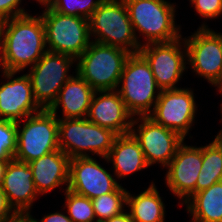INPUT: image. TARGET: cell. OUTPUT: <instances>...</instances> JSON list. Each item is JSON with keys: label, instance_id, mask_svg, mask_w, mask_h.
<instances>
[{"label": "cell", "instance_id": "1", "mask_svg": "<svg viewBox=\"0 0 222 222\" xmlns=\"http://www.w3.org/2000/svg\"><path fill=\"white\" fill-rule=\"evenodd\" d=\"M5 71L31 68L47 52L41 15L25 14L0 22Z\"/></svg>", "mask_w": 222, "mask_h": 222}, {"label": "cell", "instance_id": "2", "mask_svg": "<svg viewBox=\"0 0 222 222\" xmlns=\"http://www.w3.org/2000/svg\"><path fill=\"white\" fill-rule=\"evenodd\" d=\"M138 43L171 42L180 37L181 26L176 25V3L168 0H123ZM139 33V35H138ZM143 36L144 42L139 39Z\"/></svg>", "mask_w": 222, "mask_h": 222}, {"label": "cell", "instance_id": "3", "mask_svg": "<svg viewBox=\"0 0 222 222\" xmlns=\"http://www.w3.org/2000/svg\"><path fill=\"white\" fill-rule=\"evenodd\" d=\"M116 91L127 110L136 117L148 116L153 111L162 90L148 61L138 52L128 56Z\"/></svg>", "mask_w": 222, "mask_h": 222}, {"label": "cell", "instance_id": "4", "mask_svg": "<svg viewBox=\"0 0 222 222\" xmlns=\"http://www.w3.org/2000/svg\"><path fill=\"white\" fill-rule=\"evenodd\" d=\"M89 27L93 42L117 47L130 54L140 50L123 0H104L89 18Z\"/></svg>", "mask_w": 222, "mask_h": 222}, {"label": "cell", "instance_id": "5", "mask_svg": "<svg viewBox=\"0 0 222 222\" xmlns=\"http://www.w3.org/2000/svg\"><path fill=\"white\" fill-rule=\"evenodd\" d=\"M129 55L123 49L92 41L76 59L75 72L95 91H113Z\"/></svg>", "mask_w": 222, "mask_h": 222}, {"label": "cell", "instance_id": "6", "mask_svg": "<svg viewBox=\"0 0 222 222\" xmlns=\"http://www.w3.org/2000/svg\"><path fill=\"white\" fill-rule=\"evenodd\" d=\"M117 136L87 118L58 119L59 149L70 159L107 157Z\"/></svg>", "mask_w": 222, "mask_h": 222}, {"label": "cell", "instance_id": "7", "mask_svg": "<svg viewBox=\"0 0 222 222\" xmlns=\"http://www.w3.org/2000/svg\"><path fill=\"white\" fill-rule=\"evenodd\" d=\"M39 5L44 7L40 15L45 26L47 51L75 59L80 57L92 42L89 19L60 14L46 3Z\"/></svg>", "mask_w": 222, "mask_h": 222}, {"label": "cell", "instance_id": "8", "mask_svg": "<svg viewBox=\"0 0 222 222\" xmlns=\"http://www.w3.org/2000/svg\"><path fill=\"white\" fill-rule=\"evenodd\" d=\"M55 150H59L58 118L49 109H42L17 122L14 159L29 163Z\"/></svg>", "mask_w": 222, "mask_h": 222}, {"label": "cell", "instance_id": "9", "mask_svg": "<svg viewBox=\"0 0 222 222\" xmlns=\"http://www.w3.org/2000/svg\"><path fill=\"white\" fill-rule=\"evenodd\" d=\"M75 63L69 55L47 51L29 68L33 96L42 109H49L55 102L60 89L74 75L69 72Z\"/></svg>", "mask_w": 222, "mask_h": 222}, {"label": "cell", "instance_id": "10", "mask_svg": "<svg viewBox=\"0 0 222 222\" xmlns=\"http://www.w3.org/2000/svg\"><path fill=\"white\" fill-rule=\"evenodd\" d=\"M139 52L148 61L161 90L178 89L183 73L187 71V50L183 37L171 42L148 43Z\"/></svg>", "mask_w": 222, "mask_h": 222}, {"label": "cell", "instance_id": "11", "mask_svg": "<svg viewBox=\"0 0 222 222\" xmlns=\"http://www.w3.org/2000/svg\"><path fill=\"white\" fill-rule=\"evenodd\" d=\"M207 22L201 24L192 35L184 37L187 50V68L213 84L222 69V33L212 30Z\"/></svg>", "mask_w": 222, "mask_h": 222}, {"label": "cell", "instance_id": "12", "mask_svg": "<svg viewBox=\"0 0 222 222\" xmlns=\"http://www.w3.org/2000/svg\"><path fill=\"white\" fill-rule=\"evenodd\" d=\"M194 94L192 88L187 87L162 90L148 117L186 139L198 111Z\"/></svg>", "mask_w": 222, "mask_h": 222}, {"label": "cell", "instance_id": "13", "mask_svg": "<svg viewBox=\"0 0 222 222\" xmlns=\"http://www.w3.org/2000/svg\"><path fill=\"white\" fill-rule=\"evenodd\" d=\"M130 133L139 142L147 164H161L163 169L185 140L178 133L155 123L148 116L134 117Z\"/></svg>", "mask_w": 222, "mask_h": 222}, {"label": "cell", "instance_id": "14", "mask_svg": "<svg viewBox=\"0 0 222 222\" xmlns=\"http://www.w3.org/2000/svg\"><path fill=\"white\" fill-rule=\"evenodd\" d=\"M202 167V145L191 146L183 142L175 156L165 167V184L178 197L182 205L196 193V181Z\"/></svg>", "mask_w": 222, "mask_h": 222}, {"label": "cell", "instance_id": "15", "mask_svg": "<svg viewBox=\"0 0 222 222\" xmlns=\"http://www.w3.org/2000/svg\"><path fill=\"white\" fill-rule=\"evenodd\" d=\"M121 184L96 157H75L69 162V190L93 199L114 192Z\"/></svg>", "mask_w": 222, "mask_h": 222}, {"label": "cell", "instance_id": "16", "mask_svg": "<svg viewBox=\"0 0 222 222\" xmlns=\"http://www.w3.org/2000/svg\"><path fill=\"white\" fill-rule=\"evenodd\" d=\"M1 72L5 82L0 84V119L18 122L42 110L34 99L27 72L21 76H16L20 72Z\"/></svg>", "mask_w": 222, "mask_h": 222}, {"label": "cell", "instance_id": "17", "mask_svg": "<svg viewBox=\"0 0 222 222\" xmlns=\"http://www.w3.org/2000/svg\"><path fill=\"white\" fill-rule=\"evenodd\" d=\"M86 118L117 135H125L131 131L134 116L127 110L120 94L113 90L95 91Z\"/></svg>", "mask_w": 222, "mask_h": 222}, {"label": "cell", "instance_id": "18", "mask_svg": "<svg viewBox=\"0 0 222 222\" xmlns=\"http://www.w3.org/2000/svg\"><path fill=\"white\" fill-rule=\"evenodd\" d=\"M1 189L7 196L10 206L19 216H27L35 199L39 198L32 170L28 163L12 159L7 164Z\"/></svg>", "mask_w": 222, "mask_h": 222}, {"label": "cell", "instance_id": "19", "mask_svg": "<svg viewBox=\"0 0 222 222\" xmlns=\"http://www.w3.org/2000/svg\"><path fill=\"white\" fill-rule=\"evenodd\" d=\"M69 162L70 158L59 149L28 163L39 195L65 185V190L68 188Z\"/></svg>", "mask_w": 222, "mask_h": 222}, {"label": "cell", "instance_id": "20", "mask_svg": "<svg viewBox=\"0 0 222 222\" xmlns=\"http://www.w3.org/2000/svg\"><path fill=\"white\" fill-rule=\"evenodd\" d=\"M60 89L49 110L58 119L86 118L95 90L76 72ZM62 108V117L57 111Z\"/></svg>", "mask_w": 222, "mask_h": 222}, {"label": "cell", "instance_id": "21", "mask_svg": "<svg viewBox=\"0 0 222 222\" xmlns=\"http://www.w3.org/2000/svg\"><path fill=\"white\" fill-rule=\"evenodd\" d=\"M108 164L112 163L116 179H122L130 174L150 167L145 159L139 142L129 133L118 135L107 157H100Z\"/></svg>", "mask_w": 222, "mask_h": 222}, {"label": "cell", "instance_id": "22", "mask_svg": "<svg viewBox=\"0 0 222 222\" xmlns=\"http://www.w3.org/2000/svg\"><path fill=\"white\" fill-rule=\"evenodd\" d=\"M183 205L191 222H222V181L194 193Z\"/></svg>", "mask_w": 222, "mask_h": 222}, {"label": "cell", "instance_id": "23", "mask_svg": "<svg viewBox=\"0 0 222 222\" xmlns=\"http://www.w3.org/2000/svg\"><path fill=\"white\" fill-rule=\"evenodd\" d=\"M127 210L134 222H165V204L154 182L137 195L127 193Z\"/></svg>", "mask_w": 222, "mask_h": 222}, {"label": "cell", "instance_id": "24", "mask_svg": "<svg viewBox=\"0 0 222 222\" xmlns=\"http://www.w3.org/2000/svg\"><path fill=\"white\" fill-rule=\"evenodd\" d=\"M222 181V141L216 137L202 146V167L196 181V193Z\"/></svg>", "mask_w": 222, "mask_h": 222}, {"label": "cell", "instance_id": "25", "mask_svg": "<svg viewBox=\"0 0 222 222\" xmlns=\"http://www.w3.org/2000/svg\"><path fill=\"white\" fill-rule=\"evenodd\" d=\"M128 190L120 185L114 192L91 199L97 222L110 219L125 211Z\"/></svg>", "mask_w": 222, "mask_h": 222}, {"label": "cell", "instance_id": "26", "mask_svg": "<svg viewBox=\"0 0 222 222\" xmlns=\"http://www.w3.org/2000/svg\"><path fill=\"white\" fill-rule=\"evenodd\" d=\"M64 192V208H67V215L73 222H97L91 199L77 194L69 189Z\"/></svg>", "mask_w": 222, "mask_h": 222}, {"label": "cell", "instance_id": "27", "mask_svg": "<svg viewBox=\"0 0 222 222\" xmlns=\"http://www.w3.org/2000/svg\"><path fill=\"white\" fill-rule=\"evenodd\" d=\"M104 0H47L45 3L54 11L70 16L89 19Z\"/></svg>", "mask_w": 222, "mask_h": 222}, {"label": "cell", "instance_id": "28", "mask_svg": "<svg viewBox=\"0 0 222 222\" xmlns=\"http://www.w3.org/2000/svg\"><path fill=\"white\" fill-rule=\"evenodd\" d=\"M17 151V122L0 119V159L10 161Z\"/></svg>", "mask_w": 222, "mask_h": 222}, {"label": "cell", "instance_id": "29", "mask_svg": "<svg viewBox=\"0 0 222 222\" xmlns=\"http://www.w3.org/2000/svg\"><path fill=\"white\" fill-rule=\"evenodd\" d=\"M204 20H214L222 15V0H189Z\"/></svg>", "mask_w": 222, "mask_h": 222}, {"label": "cell", "instance_id": "30", "mask_svg": "<svg viewBox=\"0 0 222 222\" xmlns=\"http://www.w3.org/2000/svg\"><path fill=\"white\" fill-rule=\"evenodd\" d=\"M23 0H0V22L28 14L21 6ZM21 5V6H20Z\"/></svg>", "mask_w": 222, "mask_h": 222}, {"label": "cell", "instance_id": "31", "mask_svg": "<svg viewBox=\"0 0 222 222\" xmlns=\"http://www.w3.org/2000/svg\"><path fill=\"white\" fill-rule=\"evenodd\" d=\"M20 216L10 206L6 194L0 187V222H14Z\"/></svg>", "mask_w": 222, "mask_h": 222}, {"label": "cell", "instance_id": "32", "mask_svg": "<svg viewBox=\"0 0 222 222\" xmlns=\"http://www.w3.org/2000/svg\"><path fill=\"white\" fill-rule=\"evenodd\" d=\"M30 222H73L65 212H53L43 216L42 219L38 220L29 213L26 216Z\"/></svg>", "mask_w": 222, "mask_h": 222}, {"label": "cell", "instance_id": "33", "mask_svg": "<svg viewBox=\"0 0 222 222\" xmlns=\"http://www.w3.org/2000/svg\"><path fill=\"white\" fill-rule=\"evenodd\" d=\"M102 222H134L129 211H123L121 214L111 217L110 219L103 220Z\"/></svg>", "mask_w": 222, "mask_h": 222}, {"label": "cell", "instance_id": "34", "mask_svg": "<svg viewBox=\"0 0 222 222\" xmlns=\"http://www.w3.org/2000/svg\"><path fill=\"white\" fill-rule=\"evenodd\" d=\"M8 163L9 161L0 159V187L2 184L3 177H4L5 169Z\"/></svg>", "mask_w": 222, "mask_h": 222}, {"label": "cell", "instance_id": "35", "mask_svg": "<svg viewBox=\"0 0 222 222\" xmlns=\"http://www.w3.org/2000/svg\"><path fill=\"white\" fill-rule=\"evenodd\" d=\"M211 86L217 87V92L222 95V69L218 79Z\"/></svg>", "mask_w": 222, "mask_h": 222}, {"label": "cell", "instance_id": "36", "mask_svg": "<svg viewBox=\"0 0 222 222\" xmlns=\"http://www.w3.org/2000/svg\"><path fill=\"white\" fill-rule=\"evenodd\" d=\"M0 68L4 71L3 67V57H2V39H1V29H0Z\"/></svg>", "mask_w": 222, "mask_h": 222}, {"label": "cell", "instance_id": "37", "mask_svg": "<svg viewBox=\"0 0 222 222\" xmlns=\"http://www.w3.org/2000/svg\"><path fill=\"white\" fill-rule=\"evenodd\" d=\"M220 112H221V121L222 122V103L220 105ZM216 138L219 139L220 141H222V129L219 131V133L216 134Z\"/></svg>", "mask_w": 222, "mask_h": 222}, {"label": "cell", "instance_id": "38", "mask_svg": "<svg viewBox=\"0 0 222 222\" xmlns=\"http://www.w3.org/2000/svg\"><path fill=\"white\" fill-rule=\"evenodd\" d=\"M14 222H30L29 219L26 216H20L16 221Z\"/></svg>", "mask_w": 222, "mask_h": 222}, {"label": "cell", "instance_id": "39", "mask_svg": "<svg viewBox=\"0 0 222 222\" xmlns=\"http://www.w3.org/2000/svg\"><path fill=\"white\" fill-rule=\"evenodd\" d=\"M47 0H36L39 4L45 3Z\"/></svg>", "mask_w": 222, "mask_h": 222}]
</instances>
